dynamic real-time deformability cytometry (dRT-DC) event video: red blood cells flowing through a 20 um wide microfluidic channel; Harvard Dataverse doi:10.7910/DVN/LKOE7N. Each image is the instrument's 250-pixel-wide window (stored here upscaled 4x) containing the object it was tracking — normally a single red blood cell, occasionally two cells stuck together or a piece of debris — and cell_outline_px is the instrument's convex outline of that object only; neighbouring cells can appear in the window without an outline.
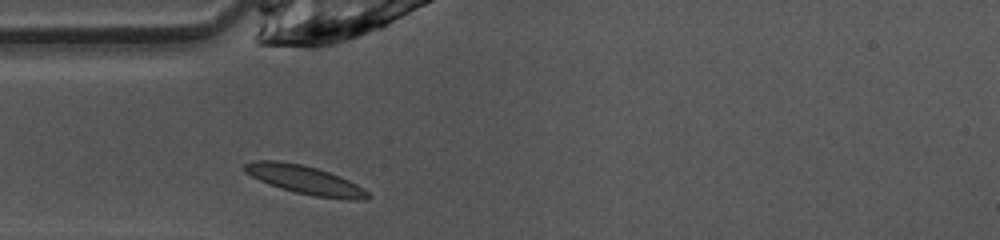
{"species": "common noctule bat (a hibernating species)", "species_latin": "Nyctalus noctula", "temperature_condition": "warm", "stored_images_in_passage": 29, "camera_frame_rate_fps": 3000, "um_per_image_px": 0.085, "animal": {"sex": "female", "body_mass_g": 10.0, "forearm_length_mm": 53.1}, "frame": {"image": 1, "passage_image": 1, "time_ms": 0.0, "image_size_px": [1000, 240], "cell_outline_px": [[372, 196], [364, 200], [348, 200], [316, 196], [296, 192], [280, 188], [268, 184], [244, 172], [244, 164], [256, 160], [276, 160], [304, 164], [340, 176], [364, 188]], "centroid_in_image_um": [25.94, 15.29], "position_along_channel_um": 59.1, "area_um2": 20.52}}
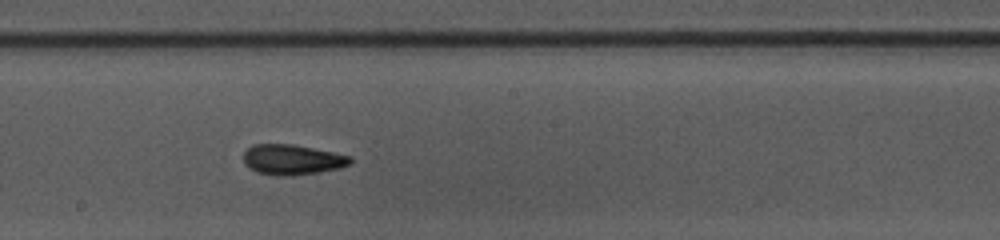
{"frame": {"image": 2, "passage_image": 13, "time_ms": 4.0, "image_size_px": [1000, 240], "cell_outline_px": [[352, 164], [340, 168], [320, 172], [292, 176], [276, 176], [256, 172], [248, 168], [244, 164], [244, 152], [252, 144], [292, 144], [352, 156]], "centroid_in_image_um": [24.84, 13.58], "position_along_channel_um": 223.4, "area_um2": 19.07}}
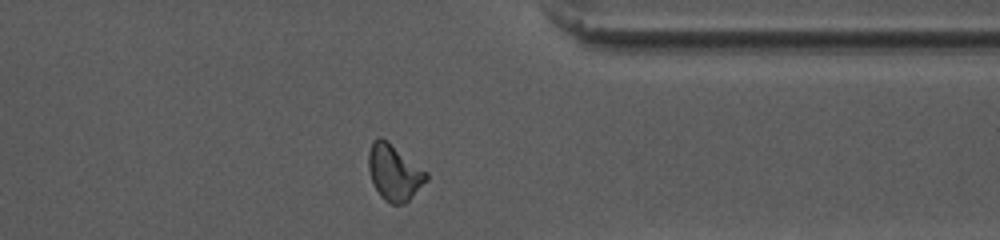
{"frame": {"image": 3, "passage_image": 25, "time_ms": 8.0, "image_size_px": [1000, 240], "cell_outline_px": [[428, 180], [404, 204], [392, 204], [384, 200], [380, 196], [372, 184], [368, 168], [368, 152], [372, 140], [380, 136], [428, 172]], "centroid_in_image_um": [33.48, 14.67], "position_along_channel_um": 377.9, "area_um2": 18.84}, "authors_computed_cell_mechanics": {"area_um2": 18.496, "velocity_mm_per_s": 4.0901, "shape_relaxation_time_tau1_ms": 3.3265, "shape_relaxation_time_tau2_ms": 1.9219, "deformation_change_tau1": 0.1337, "deformation_change_tau2": 0.0944}}